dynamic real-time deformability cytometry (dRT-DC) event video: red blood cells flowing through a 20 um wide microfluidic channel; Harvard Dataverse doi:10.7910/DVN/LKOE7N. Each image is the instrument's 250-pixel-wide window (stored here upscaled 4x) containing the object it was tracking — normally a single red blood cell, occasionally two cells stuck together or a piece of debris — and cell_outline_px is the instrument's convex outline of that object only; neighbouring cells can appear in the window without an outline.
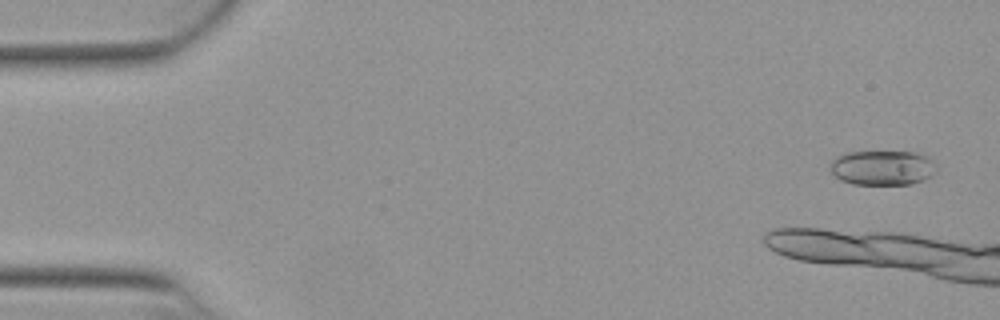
{"species": "Egyptian fruit bat (a non-hibernating species)", "species_latin": "Rousettus aegyptiacus", "temperature_condition": "warm", "stored_images_in_passage": 8, "camera_frame_rate_fps": 3000, "um_per_image_px": 0.085, "animal": {"sex": "female"}, "frame": {"image": 1, "passage_image": 2, "time_ms": 0.333, "image_size_px": [1000, 320], "cell_outline_px": [[936, 168], [932, 176], [924, 180], [912, 184], [852, 184], [840, 180], [832, 172], [828, 164], [836, 156], [844, 152], [916, 152], [928, 156], [936, 164]], "centroid_in_image_um": [75.01, 14.25], "position_along_channel_um": 10.0, "area_um2": 21.79}}